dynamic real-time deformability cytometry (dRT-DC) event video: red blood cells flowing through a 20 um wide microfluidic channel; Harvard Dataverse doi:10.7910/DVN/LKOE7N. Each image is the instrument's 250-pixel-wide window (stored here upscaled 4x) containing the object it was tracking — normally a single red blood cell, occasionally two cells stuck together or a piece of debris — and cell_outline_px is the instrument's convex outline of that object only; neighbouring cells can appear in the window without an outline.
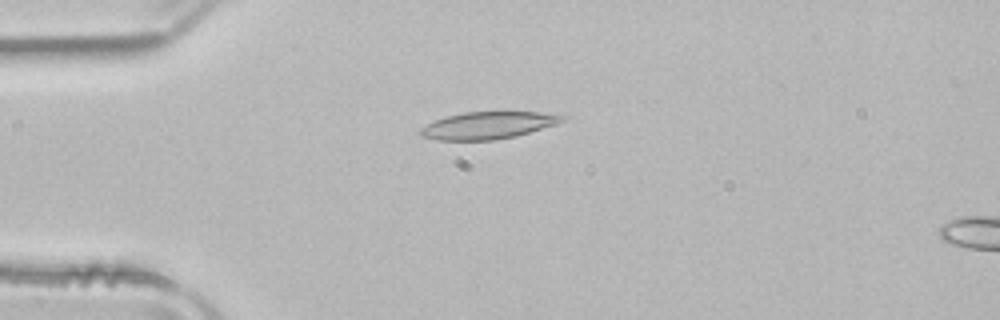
{"species": "common noctule bat (a hibernating species)", "species_latin": "Nyctalus noctula", "temperature_condition": "room temperature", "stored_images_in_passage": 36, "camera_frame_rate_fps": 3000, "um_per_image_px": 0.085, "animal": {"sex": "male", "body_mass_g": 21.5, "forearm_length_mm": 52.0}, "frame": {"image": 1, "passage_image": 2, "time_ms": 0.333, "image_size_px": [1000, 320], "cell_outline_px": [[568, 116], [564, 120], [556, 124], [516, 136], [496, 140], [436, 140], [420, 136], [416, 132], [420, 128], [436, 120], [448, 116], [464, 112], [568, 112]], "centroid_in_image_um": [41.56, 10.64], "position_along_channel_um": 43.4, "area_um2": 22.83}}
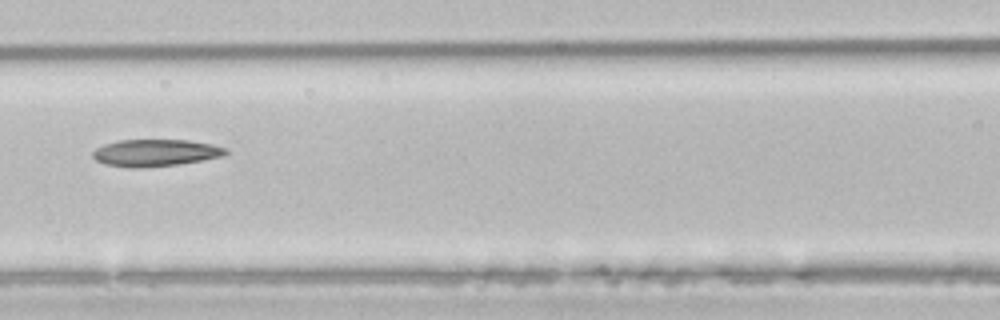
{"frame": {"image": 2, "passage_image": 12, "time_ms": 3.667, "image_size_px": [1000, 320], "cell_outline_px": [[228, 152], [224, 156], [180, 164], [140, 168], [128, 168], [104, 164], [96, 160], [92, 156], [92, 152], [96, 148], [104, 144], [120, 140], [188, 140], [212, 144], [228, 148]], "centroid_in_image_um": [13.21, 12.99], "position_along_channel_um": 153.4, "area_um2": 21.1}}
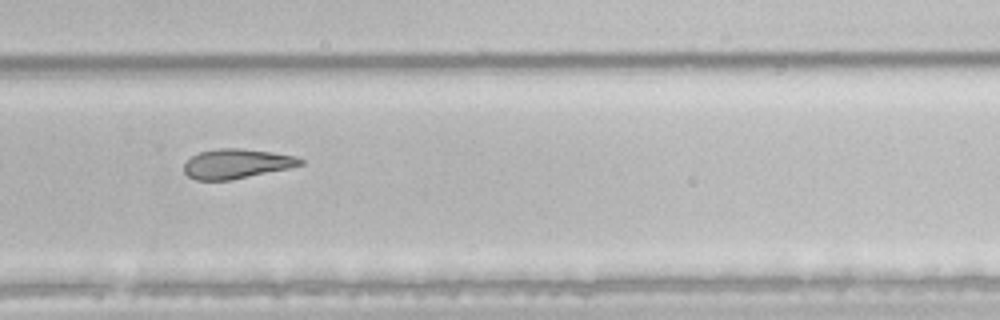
{"frame": {"image": 3, "passage_image": 24, "time_ms": 7.667, "image_size_px": [1000, 320], "cell_outline_px": [[304, 164], [288, 168], [232, 180], [196, 180], [188, 176], [184, 172], [184, 164], [192, 156], [200, 152], [220, 148], [244, 148], [272, 152], [296, 156], [304, 160]], "centroid_in_image_um": [20.12, 13.91], "position_along_channel_um": 309.7, "area_um2": 20.06}, "authors_computed_cell_mechanics": {"area_um2": 20.3745, "velocity_mm_per_s": 3.927, "shape_relaxation_time_tau1_ms": null, "shape_relaxation_time_tau2_ms": 6.8412, "deformation_change_tau1": null, "deformation_change_tau2": 0.17}}